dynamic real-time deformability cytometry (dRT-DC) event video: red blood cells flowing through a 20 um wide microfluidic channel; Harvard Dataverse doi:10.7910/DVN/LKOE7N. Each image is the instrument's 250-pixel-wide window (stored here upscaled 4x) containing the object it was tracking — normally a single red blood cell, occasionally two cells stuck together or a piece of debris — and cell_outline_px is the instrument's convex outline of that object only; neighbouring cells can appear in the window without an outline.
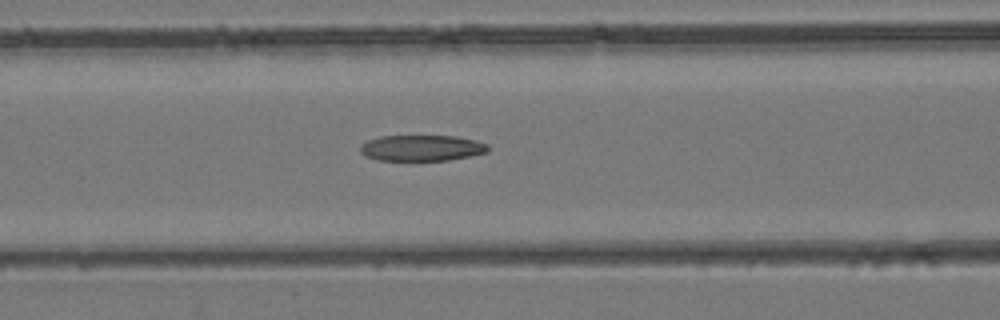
{"species": "common noctule bat (a hibernating species)", "species_latin": "Nyctalus noctula", "temperature_condition": "room temperature", "stored_images_in_passage": 38, "camera_frame_rate_fps": 3000, "um_per_image_px": 0.085, "animal": {"sex": "female", "body_mass_g": 24.6, "forearm_length_mm": 56.2}, "frame": {"image": 1, "passage_image": 13, "time_ms": 4.0, "image_size_px": [1000, 320], "cell_outline_px": [[488, 152], [448, 160], [380, 160], [364, 156], [360, 152], [360, 148], [368, 140], [380, 136], [456, 136], [476, 140], [488, 144]], "centroid_in_image_um": [35.86, 12.57], "position_along_channel_um": 130.7, "area_um2": 19.19}}
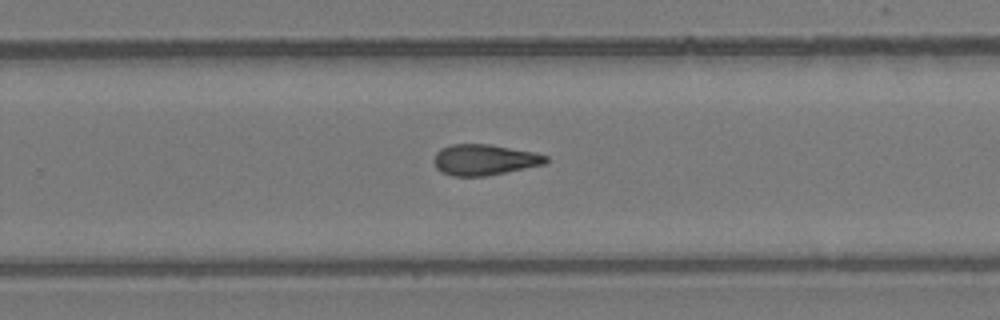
{"frame": {"image": 2, "passage_image": 23, "time_ms": 7.333, "image_size_px": [1000, 320], "cell_outline_px": [[548, 160], [544, 164], [484, 176], [452, 176], [440, 172], [436, 168], [432, 160], [436, 152], [440, 148], [452, 144], [492, 144], [536, 152], [548, 156]], "centroid_in_image_um": [41.13, 13.56], "position_along_channel_um": 288.7, "area_um2": 20.29}}
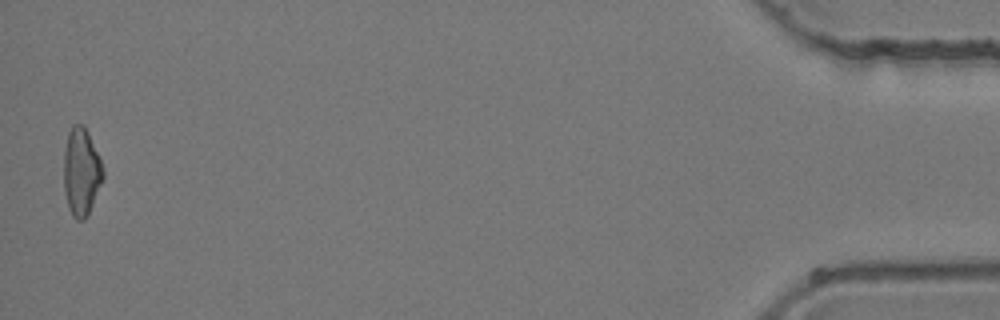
{"frame": {"image": 3, "passage_image": 38, "time_ms": 12.333, "image_size_px": [1000, 320], "cell_outline_px": [[104, 176], [88, 216], [84, 220], [76, 220], [72, 216], [68, 208], [64, 192], [64, 152], [68, 132], [72, 124], [84, 124], [88, 132], [104, 168]], "centroid_in_image_um": [6.91, 14.62], "position_along_channel_um": 428.3, "area_um2": 20.29}}